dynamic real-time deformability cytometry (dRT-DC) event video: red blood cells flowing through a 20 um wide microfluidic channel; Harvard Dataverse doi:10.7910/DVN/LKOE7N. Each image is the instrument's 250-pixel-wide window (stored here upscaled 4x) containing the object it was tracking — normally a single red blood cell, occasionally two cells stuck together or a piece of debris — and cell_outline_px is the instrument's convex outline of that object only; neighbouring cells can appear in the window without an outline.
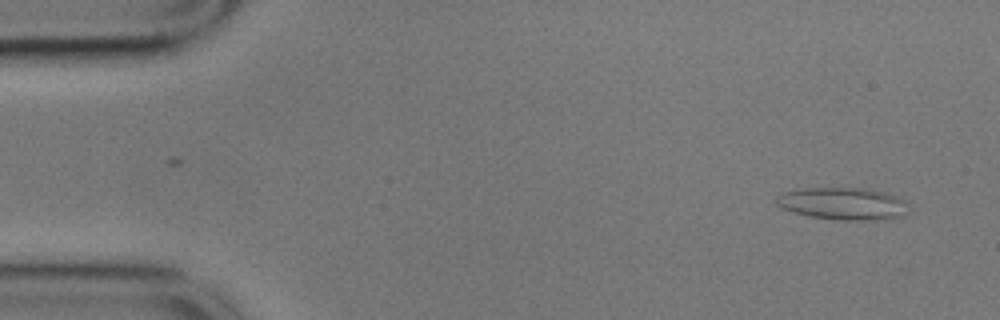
{"species": "common noctule bat (a hibernating species)", "species_latin": "Nyctalus noctula", "temperature_condition": "cold", "stored_images_in_passage": 56, "camera_frame_rate_fps": 3000, "um_per_image_px": 0.085, "animal": {"sex": "male", "body_mass_g": 17.9}, "frame": {"image": 1, "passage_image": 3, "time_ms": 0.667, "image_size_px": [1000, 320], "cell_outline_px": [[912, 212], [904, 216], [892, 220], [840, 220], [808, 216], [792, 212], [780, 208], [772, 200], [776, 196], [784, 192], [804, 188], [868, 188], [888, 192], [908, 200]], "centroid_in_image_um": [71.77, 17.32], "position_along_channel_um": 13.2, "area_um2": 26.01}}
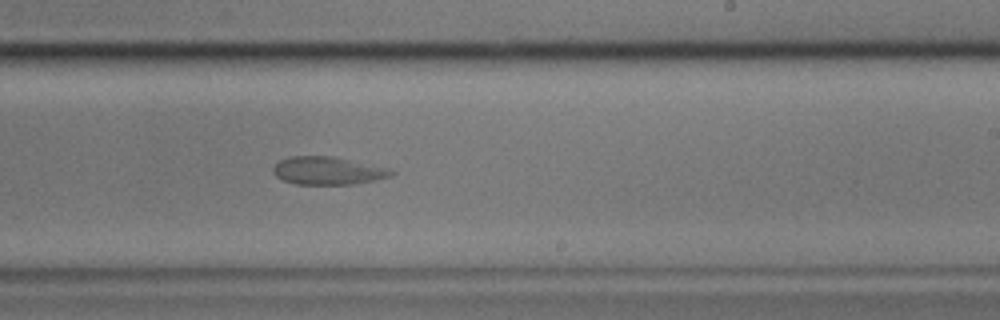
{"frame": {"image": 2, "passage_image": 33, "time_ms": 10.667, "image_size_px": [1000, 320], "cell_outline_px": [[396, 172], [392, 176], [352, 184], [296, 184], [284, 180], [276, 176], [272, 172], [272, 168], [280, 160], [288, 156], [332, 156], [392, 168]], "centroid_in_image_um": [27.88, 14.5], "position_along_channel_um": 261.1, "area_um2": 19.25}}
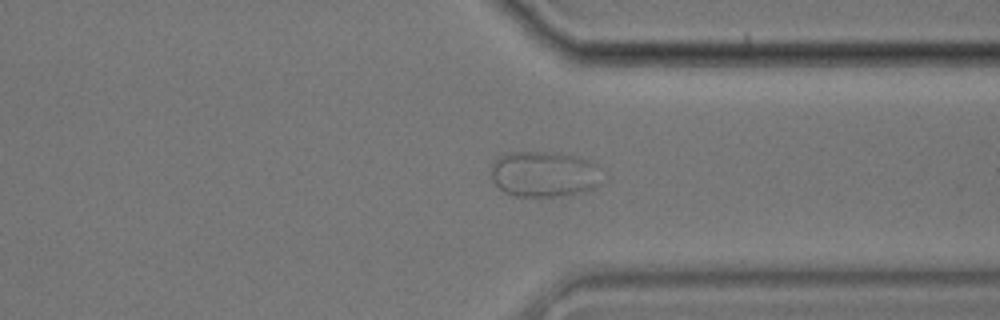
{"frame": {"image": 3, "passage_image": 42, "time_ms": 13.667, "image_size_px": [1000, 320], "cell_outline_px": [[608, 180], [604, 184], [596, 188], [564, 196], [512, 196], [504, 192], [492, 180], [492, 164], [496, 156], [508, 152], [552, 152], [576, 156], [592, 160], [604, 168], [608, 176]], "centroid_in_image_um": [46.41, 14.79], "position_along_channel_um": 365.0, "area_um2": 30.92}}